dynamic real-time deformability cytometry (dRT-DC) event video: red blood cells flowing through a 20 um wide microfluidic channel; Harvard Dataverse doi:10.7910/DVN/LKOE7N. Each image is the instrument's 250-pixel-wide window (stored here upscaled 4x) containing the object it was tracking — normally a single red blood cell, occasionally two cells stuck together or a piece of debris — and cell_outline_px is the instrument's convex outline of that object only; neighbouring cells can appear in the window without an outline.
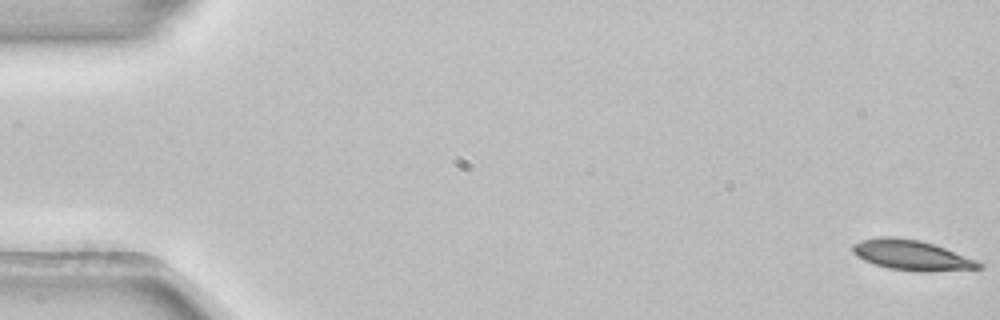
{"species": "common noctule bat (a hibernating species)", "species_latin": "Nyctalus noctula", "temperature_condition": "room temperature", "stored_images_in_passage": 5, "camera_frame_rate_fps": 3000, "um_per_image_px": 0.085, "animal": {"sex": "female", "body_mass_g": 22.7, "forearm_length_mm": 54.2}, "frame": {"image": 1, "passage_image": 1, "time_ms": 0.0, "image_size_px": [1000, 320], "cell_outline_px": [[984, 268], [928, 272], [920, 272], [888, 268], [864, 260], [856, 256], [852, 252], [852, 244], [860, 240], [884, 236], [892, 236], [920, 240], [944, 248], [976, 260], [984, 264]], "centroid_in_image_um": [77.48, 21.69], "position_along_channel_um": 7.5, "area_um2": 22.2}}